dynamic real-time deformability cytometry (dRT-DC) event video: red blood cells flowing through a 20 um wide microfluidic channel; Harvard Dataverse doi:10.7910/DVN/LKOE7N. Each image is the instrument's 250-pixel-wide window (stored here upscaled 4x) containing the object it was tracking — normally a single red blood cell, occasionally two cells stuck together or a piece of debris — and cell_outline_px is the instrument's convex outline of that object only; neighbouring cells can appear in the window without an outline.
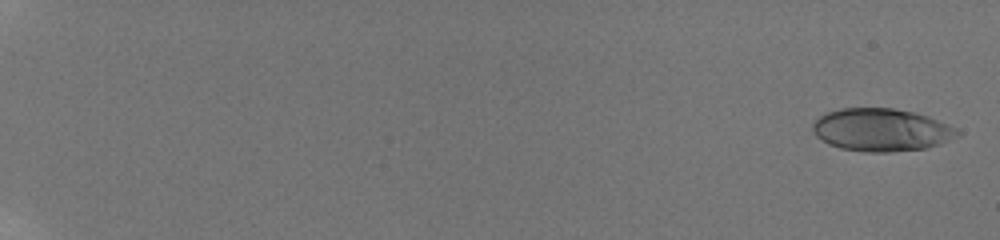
{"species": "human", "species_latin": "Homo sapiens", "temperature_condition": "room temperature", "stored_images_in_passage": 58, "camera_frame_rate_fps": 3000, "um_per_image_px": 0.085, "donor": {"sex": "male"}, "frame": {"image": 1, "passage_image": 2, "time_ms": 0.333, "image_size_px": [1000, 240], "cell_outline_px": [[960, 136], [940, 144], [924, 148], [888, 152], [864, 152], [840, 148], [828, 144], [820, 140], [816, 136], [812, 128], [812, 124], [824, 112], [840, 108], [892, 108], [912, 112], [928, 116], [948, 124], [956, 128], [960, 132]], "centroid_in_image_um": [74.9, 11.04], "position_along_channel_um": 10.1, "area_um2": 36.18}}
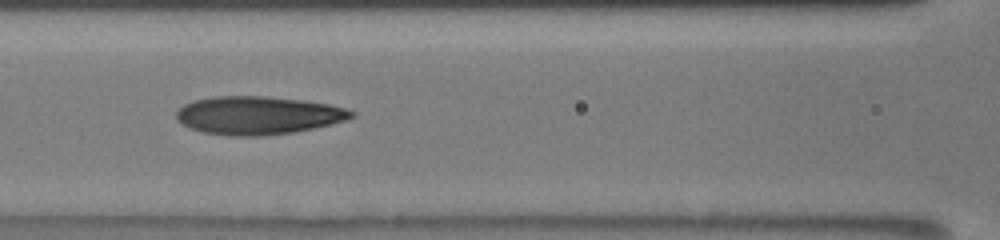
{"frame": {"image": 2, "passage_image": 31, "time_ms": 10.0, "image_size_px": [1000, 240], "cell_outline_px": [[356, 116], [348, 120], [332, 124], [296, 132], [260, 136], [228, 136], [204, 132], [188, 128], [176, 120], [176, 112], [184, 104], [196, 100], [212, 96], [264, 96], [300, 100], [328, 104], [344, 108], [356, 112]], "centroid_in_image_um": [21.94, 9.81], "position_along_channel_um": 144.7, "area_um2": 39.13}}
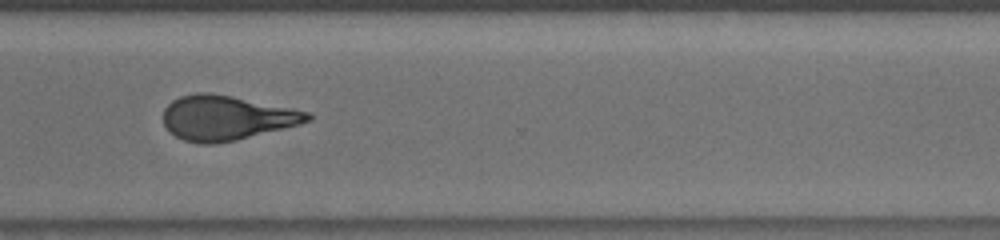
{"frame": {"image": 3, "passage_image": 47, "time_ms": 15.333, "image_size_px": [1000, 240], "cell_outline_px": [[312, 120], [300, 124], [236, 140], [212, 144], [200, 144], [184, 140], [176, 136], [164, 124], [164, 108], [172, 100], [180, 96], [196, 92], [208, 92], [232, 96], [312, 112]], "centroid_in_image_um": [19.26, 10.01], "position_along_channel_um": 351.3, "area_um2": 37.45}, "authors_computed_cell_mechanics": {"area_um2": 36.9342, "velocity_mm_per_s": 3.8781, "shape_relaxation_time_tau1_ms": 7.9609, "shape_relaxation_time_tau2_ms": 2.1703, "deformation_change_tau1": 0.2361, "deformation_change_tau2": 0.1131}}